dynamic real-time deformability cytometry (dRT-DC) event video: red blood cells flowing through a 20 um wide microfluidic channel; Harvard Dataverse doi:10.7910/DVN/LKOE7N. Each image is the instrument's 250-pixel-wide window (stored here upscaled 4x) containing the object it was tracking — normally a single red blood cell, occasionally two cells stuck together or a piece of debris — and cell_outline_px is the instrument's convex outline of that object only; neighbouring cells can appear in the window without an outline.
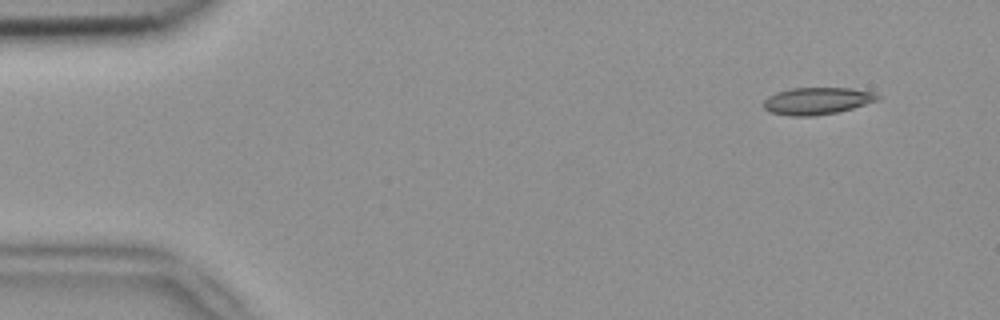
{"species": "common noctule bat (a hibernating species)", "species_latin": "Nyctalus noctula", "temperature_condition": "room temperature", "stored_images_in_passage": 4, "camera_frame_rate_fps": 3000, "um_per_image_px": 0.085, "animal": {"sex": "female", "body_mass_g": 18.4}, "frame": {"image": 1, "passage_image": 2, "time_ms": 0.333, "image_size_px": [1000, 320], "cell_outline_px": [[884, 96], [880, 100], [852, 108], [836, 112], [816, 116], [788, 116], [772, 112], [764, 108], [764, 100], [768, 96], [776, 92], [792, 88], [852, 88], [872, 92]], "centroid_in_image_um": [69.49, 8.57], "position_along_channel_um": 15.5, "area_um2": 18.09}}